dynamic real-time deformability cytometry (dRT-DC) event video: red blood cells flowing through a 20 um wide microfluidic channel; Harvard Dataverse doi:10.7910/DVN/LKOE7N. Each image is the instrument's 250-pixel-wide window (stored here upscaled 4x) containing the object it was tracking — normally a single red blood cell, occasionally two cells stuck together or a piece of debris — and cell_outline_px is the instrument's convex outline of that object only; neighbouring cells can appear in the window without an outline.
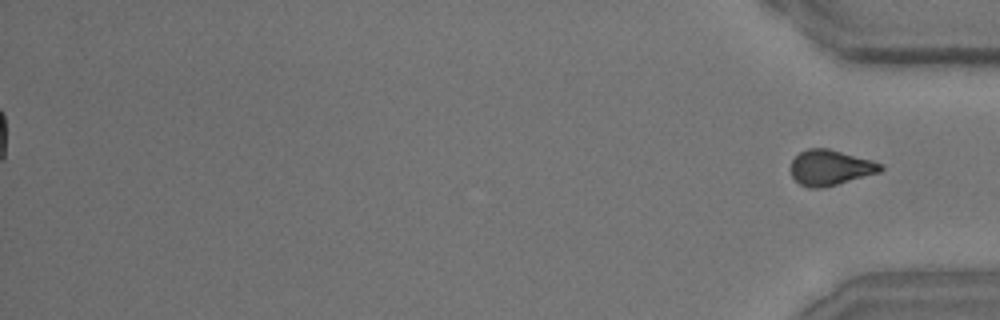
{"species": "common noctule bat (a hibernating species)", "species_latin": "Nyctalus noctula", "temperature_condition": "room temperature", "stored_images_in_passage": 52, "segment_of_instrument_passage": [2, 2], "camera_frame_rate_fps": 3000, "um_per_image_px": 0.085, "animal": {"sex": "male", "body_mass_g": 15.6}, "frame": {"image": 1, "passage_image": 52, "time_ms": 17.0, "image_size_px": [1000, 320], "cell_outline_px": [[884, 168], [880, 172], [824, 188], [812, 188], [800, 184], [792, 176], [792, 160], [800, 152], [808, 148], [828, 148], [872, 160], [884, 164]], "centroid_in_image_um": [70.61, 14.24], "position_along_channel_um": 364.6, "area_um2": 18.5}}